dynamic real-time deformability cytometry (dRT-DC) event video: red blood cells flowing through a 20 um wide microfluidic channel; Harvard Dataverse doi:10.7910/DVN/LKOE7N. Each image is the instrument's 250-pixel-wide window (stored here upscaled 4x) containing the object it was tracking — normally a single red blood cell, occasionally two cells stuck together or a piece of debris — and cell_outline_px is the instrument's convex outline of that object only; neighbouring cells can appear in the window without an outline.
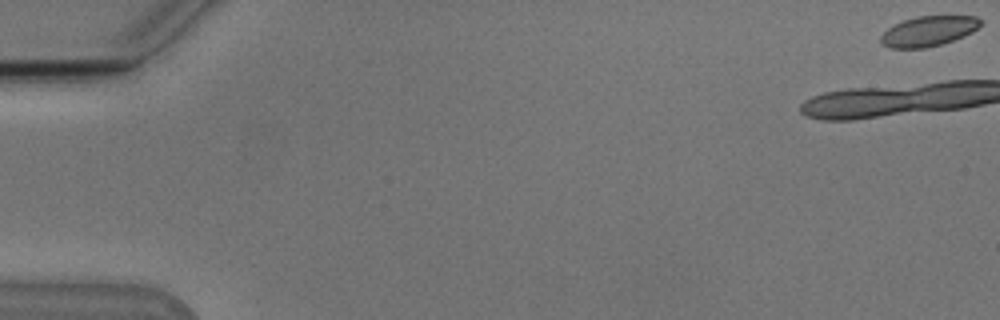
{"species": "Egyptian fruit bat (a non-hibernating species)", "species_latin": "Rousettus aegyptiacus", "temperature_condition": "cold", "stored_images_in_passage": 42, "camera_frame_rate_fps": 3000, "um_per_image_px": 0.085, "animal": {"sex": "male"}, "frame": {"image": 1, "passage_image": 1, "time_ms": 0.0, "image_size_px": [1000, 320], "cell_outline_px": [[984, 20], [972, 32], [964, 36], [940, 44], [924, 48], [892, 48], [884, 44], [880, 40], [880, 36], [888, 28], [904, 20], [916, 16], [976, 16]], "centroid_in_image_um": [78.94, 2.63], "position_along_channel_um": 6.1, "area_um2": 17.28}}
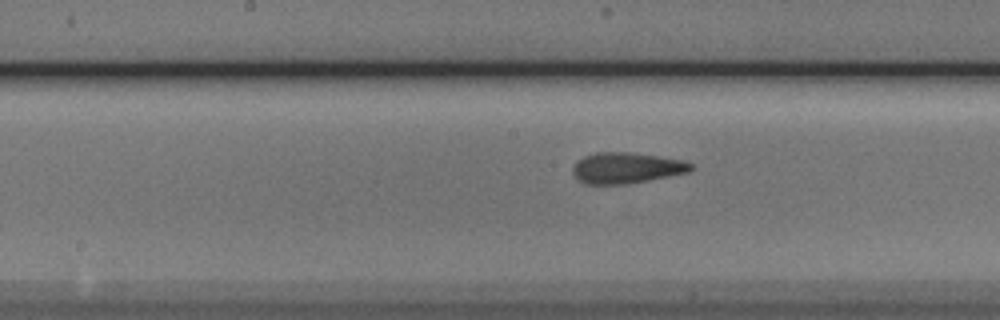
{"frame": {"image": 2, "passage_image": 26, "time_ms": 8.333, "image_size_px": [1000, 320], "cell_outline_px": [[696, 168], [692, 172], [628, 184], [584, 184], [572, 172], [572, 168], [576, 160], [584, 156], [596, 152], [628, 152], [684, 160], [692, 164]], "centroid_in_image_um": [53.28, 14.28], "position_along_channel_um": 194.9, "area_um2": 21.5}}
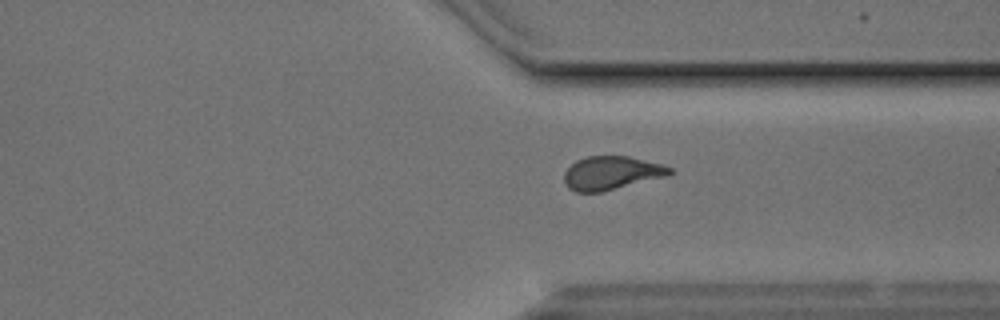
{"frame": {"image": 3, "passage_image": 39, "time_ms": 12.667, "image_size_px": [1000, 320], "cell_outline_px": [[672, 172], [668, 176], [600, 192], [576, 192], [568, 188], [564, 184], [564, 172], [576, 160], [588, 156], [628, 156], [660, 164], [672, 168]], "centroid_in_image_um": [51.94, 14.71], "position_along_channel_um": 359.5, "area_um2": 20.52}}